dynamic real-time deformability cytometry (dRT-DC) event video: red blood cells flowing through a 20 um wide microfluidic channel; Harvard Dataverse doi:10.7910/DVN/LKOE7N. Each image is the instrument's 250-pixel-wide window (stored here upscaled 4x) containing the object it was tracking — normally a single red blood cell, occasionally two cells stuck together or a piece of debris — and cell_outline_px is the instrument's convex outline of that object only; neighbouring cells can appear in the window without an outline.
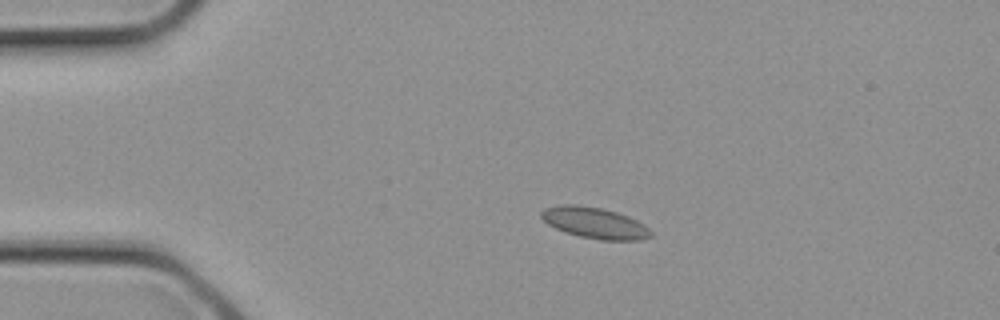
{"species": "common noctule bat (a hibernating species)", "species_latin": "Nyctalus noctula", "temperature_condition": "cold", "stored_images_in_passage": 1, "camera_frame_rate_fps": 3000, "um_per_image_px": 0.085, "animal": {"sex": "female", "body_mass_g": 21.9}, "frame": {"image": 1, "passage_image": 1, "time_ms": 0.0, "image_size_px": [1000, 320], "cell_outline_px": [[652, 236], [640, 240], [600, 240], [580, 236], [564, 232], [548, 224], [540, 216], [540, 212], [544, 208], [560, 204], [576, 204], [600, 208], [616, 212], [628, 216], [644, 224], [652, 232]], "centroid_in_image_um": [50.53, 18.94], "position_along_channel_um": 34.5, "area_um2": 19.88}}